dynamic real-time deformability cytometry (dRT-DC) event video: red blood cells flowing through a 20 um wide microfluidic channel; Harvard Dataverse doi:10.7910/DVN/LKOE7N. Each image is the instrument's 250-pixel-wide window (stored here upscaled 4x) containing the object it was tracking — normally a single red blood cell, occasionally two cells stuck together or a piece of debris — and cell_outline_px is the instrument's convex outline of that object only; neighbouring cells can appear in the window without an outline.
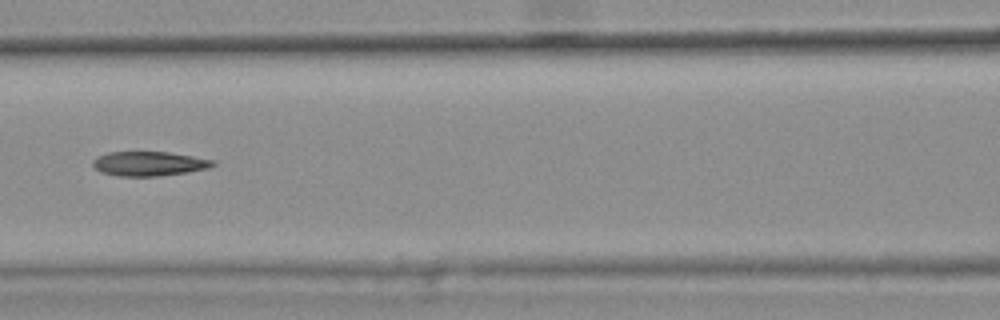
{"species": "common noctule bat (a hibernating species)", "species_latin": "Nyctalus noctula", "temperature_condition": "warm", "stored_images_in_passage": 9, "camera_frame_rate_fps": 3000, "um_per_image_px": 0.085, "animal": {"sex": "female", "body_mass_g": 25.1}, "frame": {"image": 1, "passage_image": 6, "time_ms": 1.667, "image_size_px": [1000, 320], "cell_outline_px": [[216, 164], [208, 168], [188, 172], [156, 176], [116, 176], [100, 172], [92, 164], [92, 160], [108, 152], [168, 152], [216, 160]], "centroid_in_image_um": [12.68, 13.91], "position_along_channel_um": 153.9, "area_um2": 17.05}}